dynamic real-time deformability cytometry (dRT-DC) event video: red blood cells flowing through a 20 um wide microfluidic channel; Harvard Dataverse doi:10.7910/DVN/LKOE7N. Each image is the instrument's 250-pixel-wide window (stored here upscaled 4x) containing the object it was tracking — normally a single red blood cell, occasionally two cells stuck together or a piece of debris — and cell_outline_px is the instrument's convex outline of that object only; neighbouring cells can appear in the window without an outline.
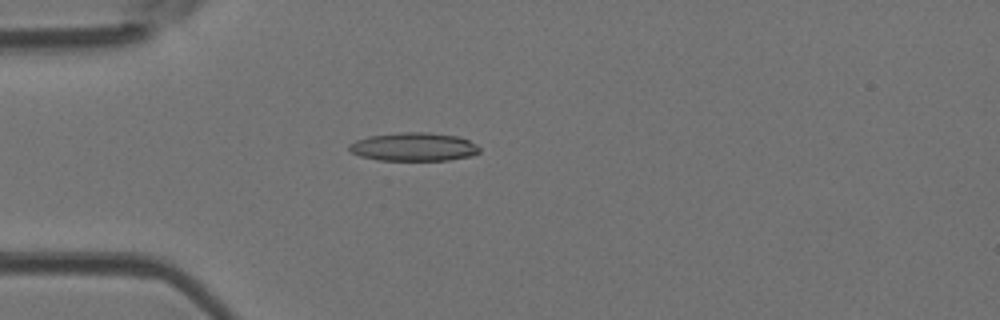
{"species": "Egyptian fruit bat (a non-hibernating species)", "species_latin": "Rousettus aegyptiacus", "temperature_condition": "room temperature", "stored_images_in_passage": 38, "camera_frame_rate_fps": 3000, "um_per_image_px": 0.085, "animal": {"sex": "female"}, "frame": {"image": 1, "passage_image": 3, "time_ms": 0.667, "image_size_px": [1000, 320], "cell_outline_px": [[480, 152], [472, 156], [448, 160], [376, 160], [360, 156], [352, 152], [348, 148], [348, 144], [356, 140], [368, 136], [400, 132], [428, 132], [460, 136], [476, 144], [480, 148]], "centroid_in_image_um": [35.18, 12.48], "position_along_channel_um": 49.8, "area_um2": 21.79}}
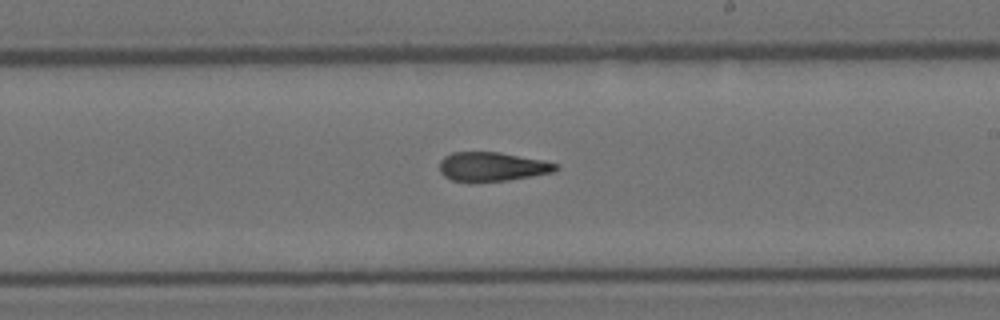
{"frame": {"image": 2, "passage_image": 18, "time_ms": 5.667, "image_size_px": [1000, 320], "cell_outline_px": [[560, 168], [556, 172], [508, 180], [452, 180], [444, 176], [440, 172], [440, 160], [444, 156], [452, 152], [500, 152], [544, 160], [560, 164]], "centroid_in_image_um": [41.9, 14.14], "position_along_channel_um": 247.1, "area_um2": 19.59}}
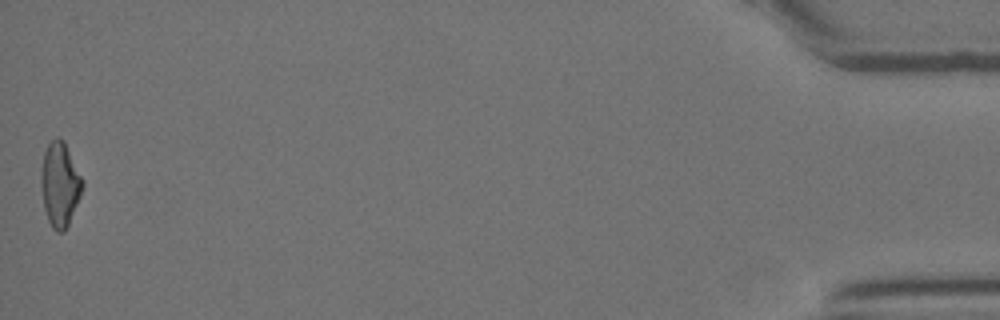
{"frame": {"image": 3, "passage_image": 38, "time_ms": 12.333, "image_size_px": [1000, 320], "cell_outline_px": [[84, 184], [80, 196], [68, 224], [64, 232], [56, 232], [52, 228], [48, 220], [44, 208], [40, 184], [40, 176], [44, 152], [48, 144], [56, 136], [60, 136], [64, 140], [84, 180]], "centroid_in_image_um": [5.09, 15.64], "position_along_channel_um": 430.1, "area_um2": 20.52}, "authors_computed_cell_mechanics": {"area_um2": 20.3456, "velocity_mm_per_s": 4.1952, "shape_relaxation_time_tau1_ms": null, "shape_relaxation_time_tau2_ms": 2.0444, "deformation_change_tau1": null, "deformation_change_tau2": 0.1077}}